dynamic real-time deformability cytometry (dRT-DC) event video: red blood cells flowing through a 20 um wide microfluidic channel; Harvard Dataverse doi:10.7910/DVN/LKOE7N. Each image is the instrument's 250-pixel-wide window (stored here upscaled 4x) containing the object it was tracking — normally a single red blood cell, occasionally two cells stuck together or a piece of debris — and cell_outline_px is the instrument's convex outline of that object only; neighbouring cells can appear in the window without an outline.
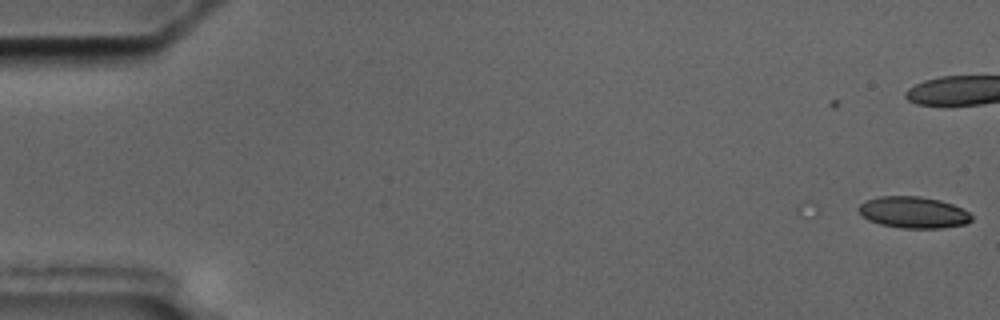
{"species": "common noctule bat (a hibernating species)", "species_latin": "Nyctalus noctula", "temperature_condition": "cold", "stored_images_in_passage": 2, "camera_frame_rate_fps": 3000, "um_per_image_px": 0.085, "animal": {"sex": "male", "body_mass_g": 17.5, "forearm_length_mm": 52.3}, "frame": {"image": 1, "passage_image": 2, "time_ms": 1.0, "image_size_px": [1000, 320], "cell_outline_px": [[972, 220], [964, 224], [944, 228], [900, 228], [880, 224], [868, 220], [856, 208], [860, 204], [868, 200], [880, 196], [920, 196], [940, 200], [952, 204], [968, 212], [972, 216]], "centroid_in_image_um": [77.63, 18.05], "position_along_channel_um": 7.4, "area_um2": 20.63}}